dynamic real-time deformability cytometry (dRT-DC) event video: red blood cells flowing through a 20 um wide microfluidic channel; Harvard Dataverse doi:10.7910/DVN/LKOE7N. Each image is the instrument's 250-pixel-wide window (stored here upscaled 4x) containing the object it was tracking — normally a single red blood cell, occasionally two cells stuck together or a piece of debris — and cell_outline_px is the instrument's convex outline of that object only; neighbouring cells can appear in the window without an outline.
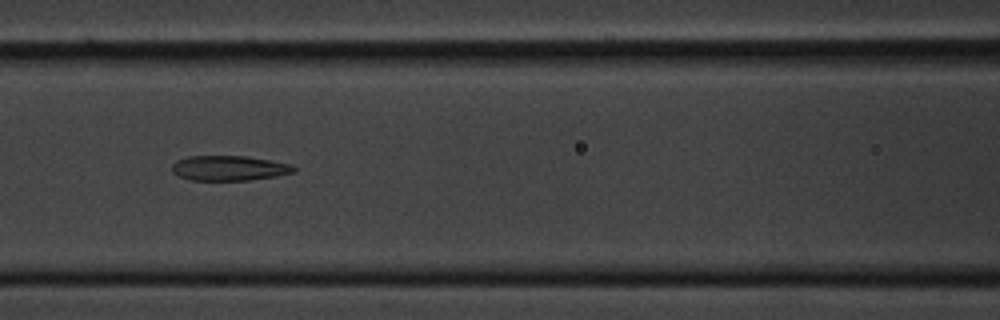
{"species": "common noctule bat (a hibernating species)", "species_latin": "Nyctalus noctula", "temperature_condition": "cold", "stored_images_in_passage": 41, "camera_frame_rate_fps": 3000, "um_per_image_px": 0.085, "animal": {"sex": "male", "body_mass_g": 20.1, "forearm_length_mm": 53.5}, "frame": {"image": 1, "passage_image": 10, "time_ms": 3.0, "image_size_px": [1000, 320], "cell_outline_px": [[296, 172], [276, 176], [248, 180], [192, 180], [176, 176], [172, 172], [172, 164], [176, 160], [188, 156], [248, 156], [292, 164], [296, 168]], "centroid_in_image_um": [19.47, 14.29], "position_along_channel_um": 147.1, "area_um2": 17.92}}
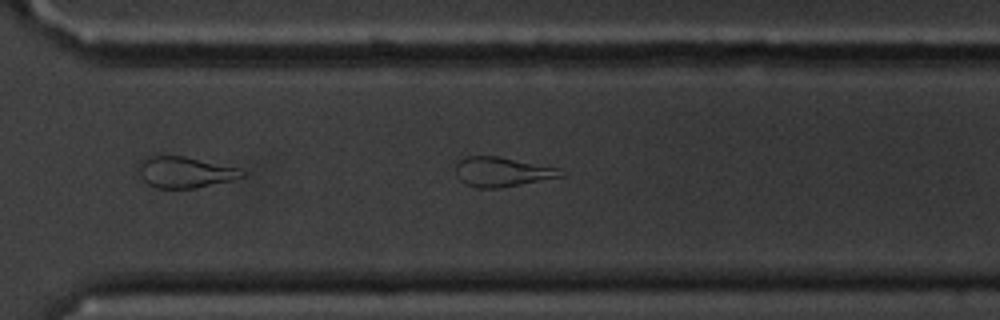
{"frame": {"image": 2, "passage_image": 25, "time_ms": 8.0, "image_size_px": [1000, 320], "cell_outline_px": [[568, 172], [564, 176], [500, 188], [476, 188], [460, 180], [456, 172], [456, 164], [460, 160], [468, 156], [496, 156], [560, 168]], "centroid_in_image_um": [42.73, 14.61], "position_along_channel_um": 327.9, "area_um2": 18.03}}
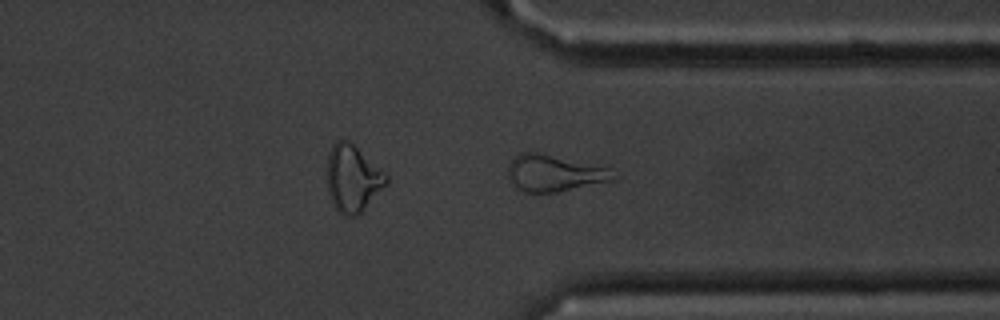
{"frame": {"image": 3, "passage_image": 28, "time_ms": 9.0, "image_size_px": [1000, 320], "cell_outline_px": [[620, 176], [612, 180], [556, 192], [524, 192], [508, 180], [508, 164], [520, 152], [536, 152], [608, 168]], "centroid_in_image_um": [47.08, 14.72], "position_along_channel_um": 364.3, "area_um2": 22.02}, "authors_computed_cell_mechanics": {"area_um2": 18.8428, "velocity_mm_per_s": 3.6369, "shape_relaxation_time_tau1_ms": null, "shape_relaxation_time_tau2_ms": 5.7222, "deformation_change_tau1": null, "deformation_change_tau2": 0.1678}}